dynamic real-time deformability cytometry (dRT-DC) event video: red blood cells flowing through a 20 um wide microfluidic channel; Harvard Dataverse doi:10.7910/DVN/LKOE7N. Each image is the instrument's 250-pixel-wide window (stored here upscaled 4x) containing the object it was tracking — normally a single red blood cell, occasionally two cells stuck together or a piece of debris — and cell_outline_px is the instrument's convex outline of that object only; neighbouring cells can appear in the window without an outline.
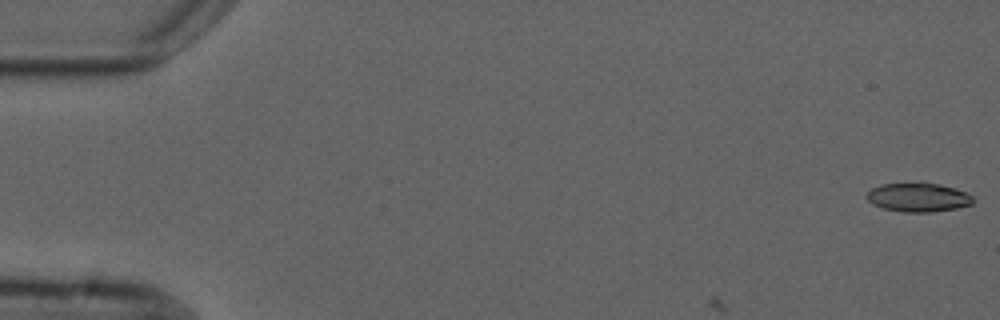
{"species": "common noctule bat (a hibernating species)", "species_latin": "Nyctalus noctula", "temperature_condition": "cold", "stored_images_in_passage": 4, "camera_frame_rate_fps": 3000, "um_per_image_px": 0.085, "animal": {"sex": "male", "forearm_length_mm": 52.5}, "frame": {"image": 1, "passage_image": 1, "time_ms": 0.0, "image_size_px": [1000, 320], "cell_outline_px": [[976, 200], [972, 204], [956, 208], [932, 212], [904, 212], [884, 208], [872, 204], [864, 196], [872, 188], [880, 184], [924, 180], [940, 184], [964, 192], [972, 196]], "centroid_in_image_um": [78.02, 16.73], "position_along_channel_um": 7.0, "area_um2": 18.44}}